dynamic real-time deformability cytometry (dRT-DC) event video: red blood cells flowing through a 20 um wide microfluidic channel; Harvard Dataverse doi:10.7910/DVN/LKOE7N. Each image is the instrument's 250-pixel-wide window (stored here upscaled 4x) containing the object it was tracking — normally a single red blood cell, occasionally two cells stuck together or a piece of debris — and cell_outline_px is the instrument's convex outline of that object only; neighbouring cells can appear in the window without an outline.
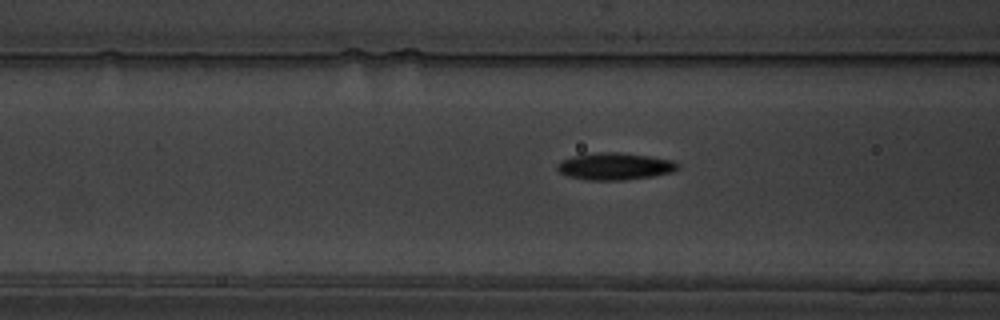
{"species": "common noctule bat (a hibernating species)", "species_latin": "Nyctalus noctula", "temperature_condition": "warm", "stored_images_in_passage": 41, "camera_frame_rate_fps": 3000, "um_per_image_px": 0.085, "animal": {"sex": "male", "body_mass_g": 19.5, "forearm_length_mm": 54.6}, "frame": {"image": 1, "passage_image": 11, "time_ms": 3.333, "image_size_px": [1000, 320], "cell_outline_px": [[680, 168], [672, 172], [652, 176], [624, 180], [588, 180], [568, 176], [560, 172], [556, 168], [556, 164], [560, 160], [572, 156], [596, 152], [616, 152], [648, 156], [672, 160], [680, 164]], "centroid_in_image_um": [52.25, 14.13], "position_along_channel_um": 114.4, "area_um2": 19.07}}
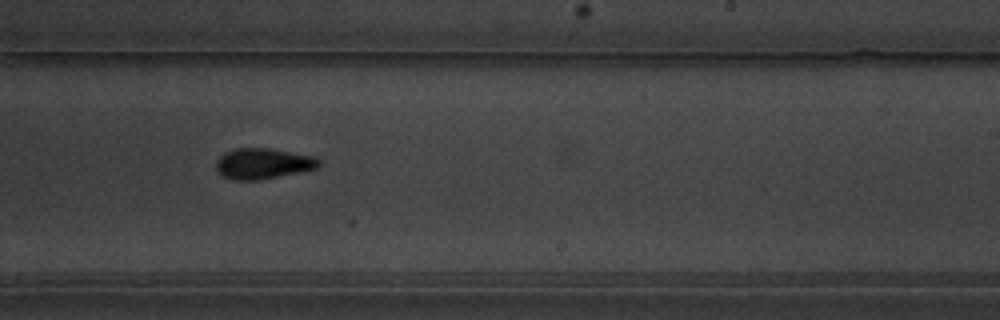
{"frame": {"image": 2, "passage_image": 24, "time_ms": 7.667, "image_size_px": [1000, 320], "cell_outline_px": [[320, 164], [316, 168], [300, 172], [256, 180], [232, 180], [224, 176], [216, 168], [216, 160], [224, 152], [236, 148], [268, 148], [316, 156], [320, 160]], "centroid_in_image_um": [22.36, 13.89], "position_along_channel_um": 266.6, "area_um2": 18.32}}
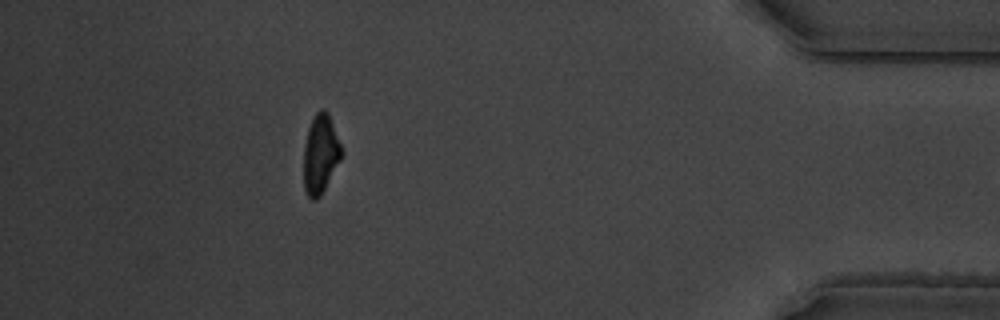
{"frame": {"image": 3, "passage_image": 40, "time_ms": 13.0, "image_size_px": [1000, 320], "cell_outline_px": [[344, 152], [340, 160], [320, 196], [316, 200], [312, 200], [308, 196], [304, 188], [304, 148], [308, 128], [316, 112], [320, 108], [324, 108], [328, 112]], "centroid_in_image_um": [27.25, 13.07], "position_along_channel_um": 408.0, "area_um2": 17.34}}